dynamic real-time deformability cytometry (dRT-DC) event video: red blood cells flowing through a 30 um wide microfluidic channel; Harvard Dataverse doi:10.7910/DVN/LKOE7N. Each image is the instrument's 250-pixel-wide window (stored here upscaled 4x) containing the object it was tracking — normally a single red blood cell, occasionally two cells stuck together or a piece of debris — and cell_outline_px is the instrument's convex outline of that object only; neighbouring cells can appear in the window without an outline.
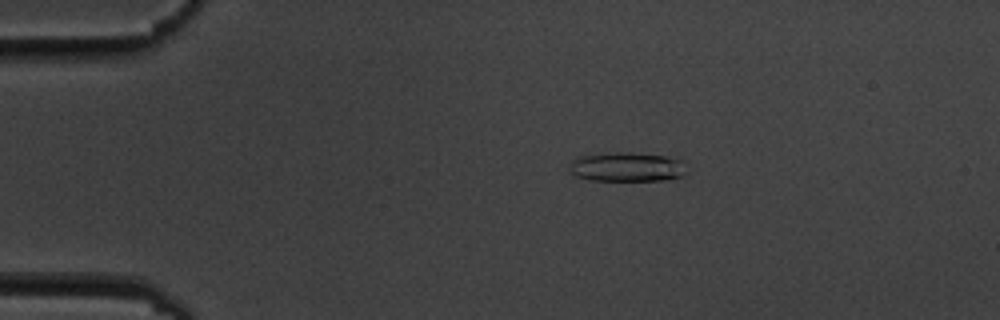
{"species": "common noctule bat (a hibernating species)", "species_latin": "Nyctalus noctula", "temperature_condition": "cold", "stored_images_in_passage": 10, "camera_frame_rate_fps": 3000, "um_per_image_px": 0.085, "animal": {"sex": "male", "body_mass_g": 19.5, "forearm_length_mm": 54.6}, "frame": {"image": 1, "passage_image": 4, "time_ms": 3.333, "image_size_px": [1000, 320], "cell_outline_px": [[684, 176], [668, 180], [588, 180], [576, 176], [568, 172], [568, 168], [572, 160], [580, 156], [608, 152], [628, 152], [664, 156], [680, 160], [684, 172]], "centroid_in_image_um": [53.2, 14.19], "position_along_channel_um": 31.8, "area_um2": 20.0}}
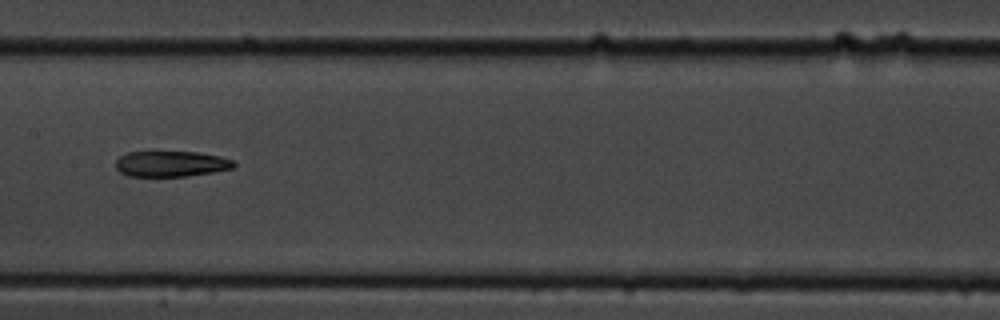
{"frame": {"image": 2, "passage_image": 9, "time_ms": 9.333, "image_size_px": [1000, 320], "cell_outline_px": [[236, 164], [232, 168], [212, 172], [184, 176], [128, 176], [120, 172], [116, 168], [116, 160], [120, 156], [128, 152], [196, 152], [220, 156], [232, 160]], "centroid_in_image_um": [14.52, 13.92], "position_along_channel_um": 192.9, "area_um2": 17.51}}
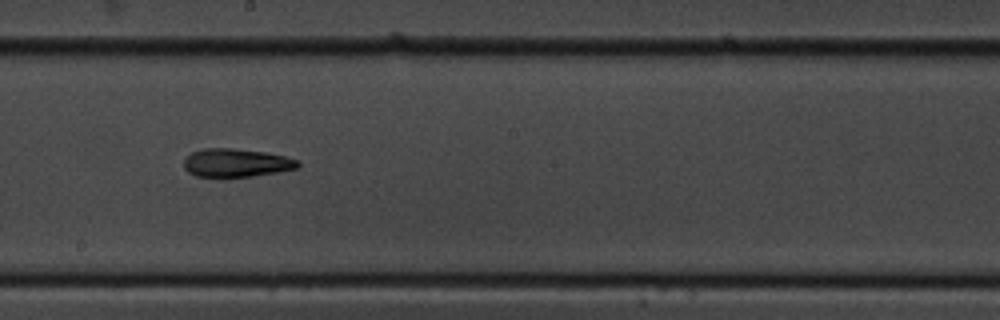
{"frame": {"image": 3, "passage_image": 10, "time_ms": 10.333, "image_size_px": [1000, 320], "cell_outline_px": [[300, 164], [296, 168], [276, 172], [252, 176], [224, 180], [196, 176], [188, 172], [184, 168], [184, 160], [192, 152], [204, 148], [232, 148], [264, 152], [284, 156], [296, 160]], "centroid_in_image_um": [20.0, 13.88], "position_along_channel_um": 228.2, "area_um2": 19.25}}